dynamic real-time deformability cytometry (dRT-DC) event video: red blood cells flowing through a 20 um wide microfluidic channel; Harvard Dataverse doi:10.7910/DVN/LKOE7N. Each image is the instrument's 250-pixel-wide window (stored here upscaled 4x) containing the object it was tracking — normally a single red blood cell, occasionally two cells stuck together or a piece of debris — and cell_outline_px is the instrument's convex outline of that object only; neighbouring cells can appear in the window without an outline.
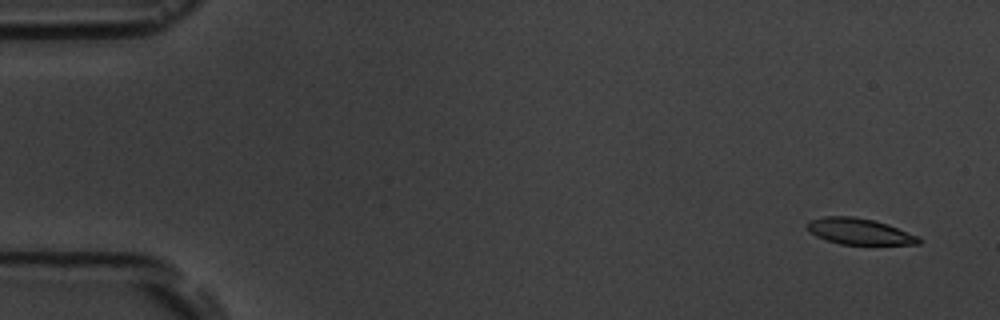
{"species": "common noctule bat (a hibernating species)", "species_latin": "Nyctalus noctula", "temperature_condition": "room temperature", "stored_images_in_passage": 5, "camera_frame_rate_fps": 3000, "um_per_image_px": 0.085, "animal": {"sex": "male", "body_mass_g": 19.5, "forearm_length_mm": 54.6}, "frame": {"image": 1, "passage_image": 1, "time_ms": 0.0, "image_size_px": [1000, 320], "cell_outline_px": [[920, 244], [840, 244], [816, 236], [808, 228], [808, 220], [824, 216], [852, 216], [872, 220], [888, 224], [916, 236], [920, 240]], "centroid_in_image_um": [73.01, 19.66], "position_along_channel_um": 12.0, "area_um2": 16.59}}
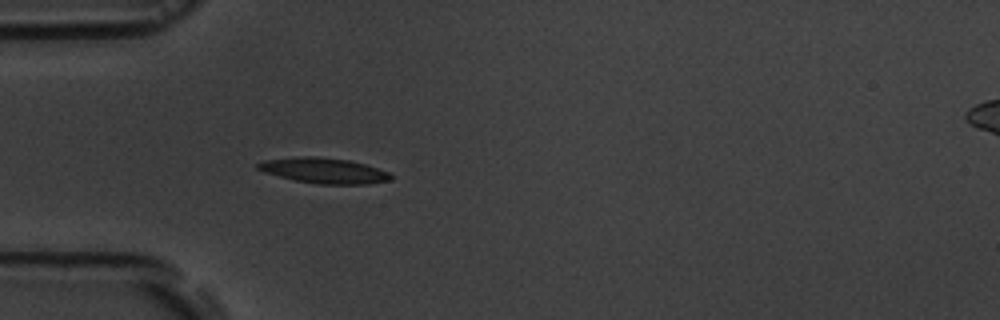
{"frame": {"image": 2, "passage_image": 5, "time_ms": 4.667, "image_size_px": [1000, 320], "cell_outline_px": [[392, 180], [368, 184], [320, 184], [296, 180], [264, 172], [256, 168], [256, 164], [264, 160], [300, 156], [316, 156], [348, 160], [364, 164], [388, 172], [392, 176]], "centroid_in_image_um": [27.53, 14.49], "position_along_channel_um": 57.5, "area_um2": 19.54}}